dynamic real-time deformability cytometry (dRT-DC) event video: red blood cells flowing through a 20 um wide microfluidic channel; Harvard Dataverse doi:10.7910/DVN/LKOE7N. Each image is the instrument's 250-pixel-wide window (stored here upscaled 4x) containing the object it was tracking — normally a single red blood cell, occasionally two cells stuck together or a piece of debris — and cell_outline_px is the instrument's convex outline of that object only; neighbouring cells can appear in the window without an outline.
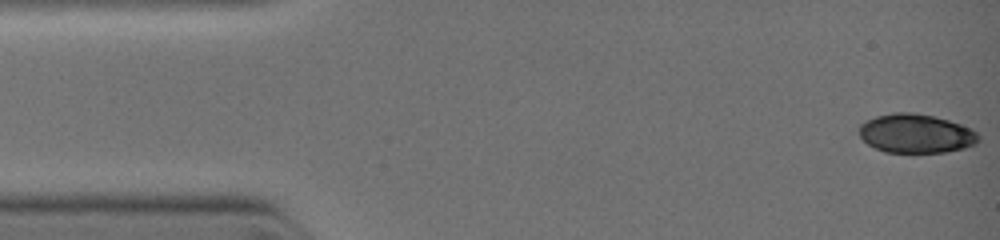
{"species": "common noctule bat (a hibernating species)", "species_latin": "Nyctalus noctula", "temperature_condition": "warm", "stored_images_in_passage": 8, "camera_frame_rate_fps": 3000, "um_per_image_px": 0.085, "animal": {"sex": "female", "body_mass_g": 19.0, "forearm_length_mm": 51.5}, "frame": {"image": 1, "passage_image": 1, "time_ms": 0.0, "image_size_px": [1000, 240], "cell_outline_px": [[980, 140], [976, 144], [964, 148], [944, 152], [884, 152], [868, 144], [860, 136], [860, 124], [864, 120], [876, 116], [892, 112], [912, 112], [932, 116], [948, 120], [972, 128], [980, 136]], "centroid_in_image_um": [77.86, 11.34], "position_along_channel_um": 7.1, "area_um2": 27.17}}
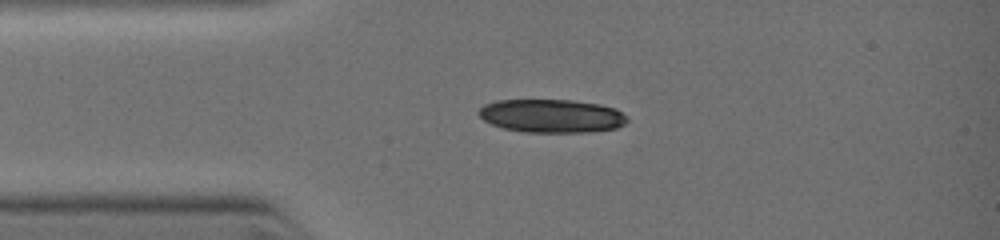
{"frame": {"image": 2, "passage_image": 6, "time_ms": 2.333, "image_size_px": [1000, 240], "cell_outline_px": [[628, 120], [624, 124], [616, 128], [588, 132], [524, 132], [504, 128], [492, 124], [484, 120], [476, 112], [484, 104], [496, 100], [572, 100], [600, 104], [616, 108], [628, 116]], "centroid_in_image_um": [46.9, 9.85], "position_along_channel_um": 38.1, "area_um2": 29.02}}